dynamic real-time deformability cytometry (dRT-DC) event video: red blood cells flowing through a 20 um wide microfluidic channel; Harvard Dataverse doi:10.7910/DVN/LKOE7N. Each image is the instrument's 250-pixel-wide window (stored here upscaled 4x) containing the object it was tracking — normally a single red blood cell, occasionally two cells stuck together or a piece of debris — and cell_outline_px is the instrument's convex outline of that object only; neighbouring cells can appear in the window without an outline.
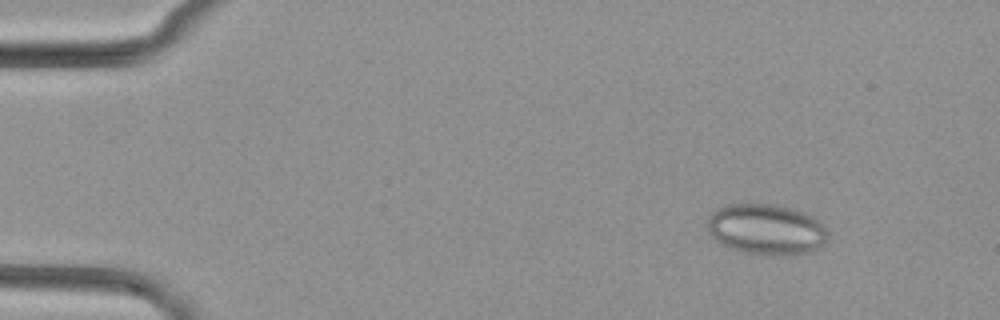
{"species": "common noctule bat (a hibernating species)", "species_latin": "Nyctalus noctula", "temperature_condition": "cold", "stored_images_in_passage": 7, "camera_frame_rate_fps": 3000, "um_per_image_px": 0.085, "animal": {"sex": "female", "body_mass_g": 29.2, "forearm_length_mm": 56.3}, "frame": {"image": 1, "passage_image": 1, "time_ms": 0.0, "image_size_px": [1000, 320], "cell_outline_px": [[824, 240], [812, 252], [792, 256], [764, 256], [744, 252], [728, 248], [720, 244], [712, 236], [708, 228], [708, 216], [716, 208], [724, 204], [772, 204], [804, 212], [820, 220], [824, 224]], "centroid_in_image_um": [65.09, 19.51], "position_along_channel_um": 19.9, "area_um2": 35.84}}
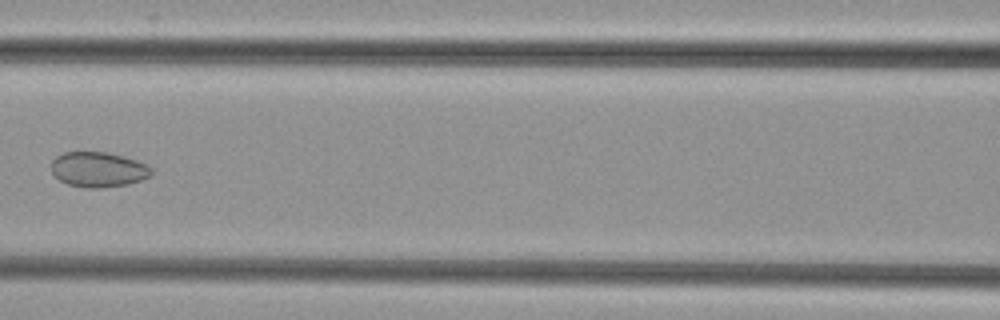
{"frame": {"image": 2, "passage_image": 6, "time_ms": 1.667, "image_size_px": [1000, 320], "cell_outline_px": [[152, 172], [148, 176], [140, 180], [128, 184], [100, 188], [84, 188], [68, 184], [60, 180], [52, 172], [52, 160], [56, 156], [64, 152], [108, 152], [124, 156], [148, 164], [152, 168]], "centroid_in_image_um": [8.36, 14.4], "position_along_channel_um": 158.2, "area_um2": 20.52}}
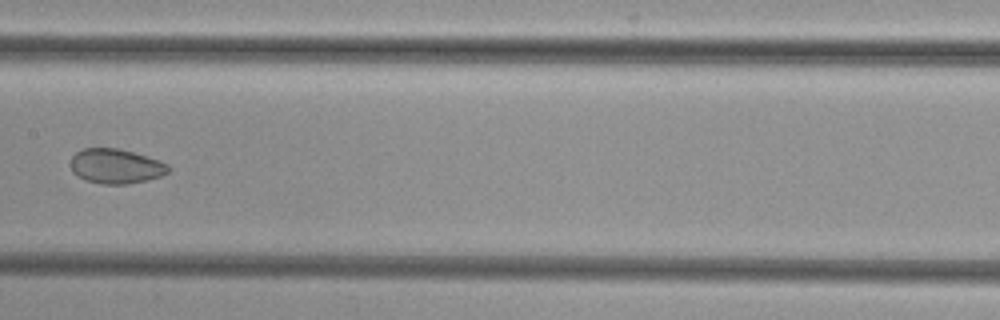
{"frame": {"image": 3, "passage_image": 7, "time_ms": 2.0, "image_size_px": [1000, 320], "cell_outline_px": [[172, 168], [168, 172], [160, 176], [148, 180], [128, 184], [104, 184], [84, 180], [76, 176], [72, 172], [72, 156], [76, 152], [84, 148], [120, 148], [148, 156], [160, 160], [168, 164]], "centroid_in_image_um": [9.88, 14.12], "position_along_channel_um": 197.5, "area_um2": 20.0}}